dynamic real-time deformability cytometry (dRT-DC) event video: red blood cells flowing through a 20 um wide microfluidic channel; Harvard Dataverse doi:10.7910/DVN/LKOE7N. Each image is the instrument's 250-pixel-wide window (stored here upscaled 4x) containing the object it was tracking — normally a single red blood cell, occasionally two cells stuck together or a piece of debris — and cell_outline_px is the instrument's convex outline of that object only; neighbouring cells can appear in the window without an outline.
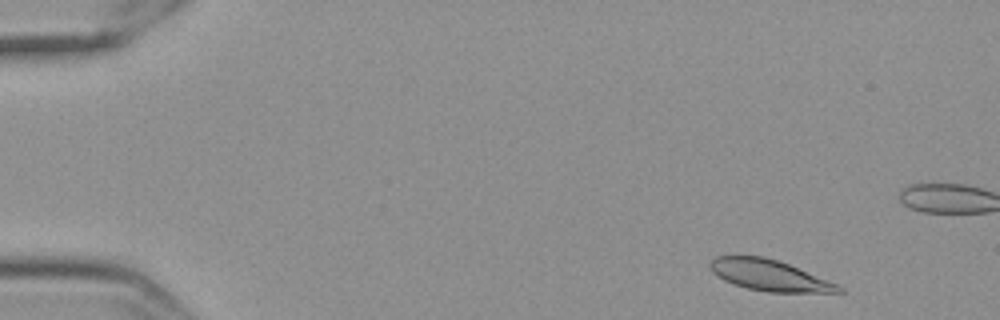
{"species": "Egyptian fruit bat (a non-hibernating species)", "species_latin": "Rousettus aegyptiacus", "temperature_condition": "cold", "stored_images_in_passage": 56, "camera_frame_rate_fps": 3000, "um_per_image_px": 0.085, "frame": {"image": 1, "passage_image": 3, "time_ms": 0.667, "image_size_px": [1000, 320], "cell_outline_px": [[844, 292], [768, 292], [748, 288], [724, 280], [712, 272], [708, 268], [708, 264], [716, 256], [764, 256], [788, 264], [836, 284], [844, 288]], "centroid_in_image_um": [65.35, 23.39], "position_along_channel_um": 19.7, "area_um2": 22.77}}
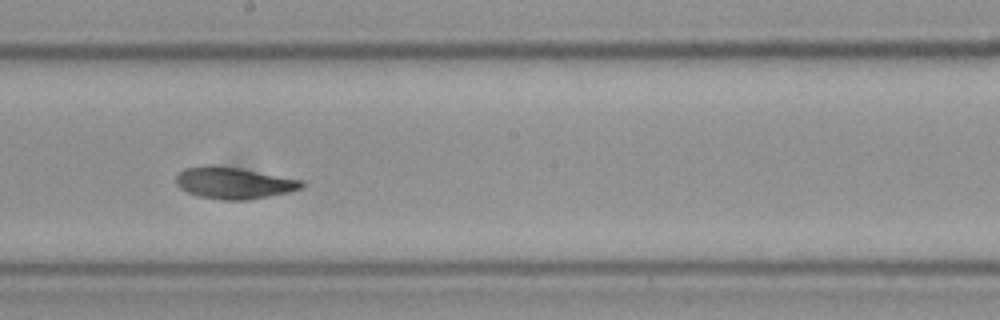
{"frame": {"image": 2, "passage_image": 30, "time_ms": 9.667, "image_size_px": [1000, 320], "cell_outline_px": [[304, 184], [300, 188], [288, 192], [248, 200], [220, 200], [196, 196], [180, 188], [176, 184], [176, 176], [184, 168], [208, 164], [212, 164], [240, 168], [304, 180]], "centroid_in_image_um": [19.84, 15.54], "position_along_channel_um": 228.4, "area_um2": 23.35}}
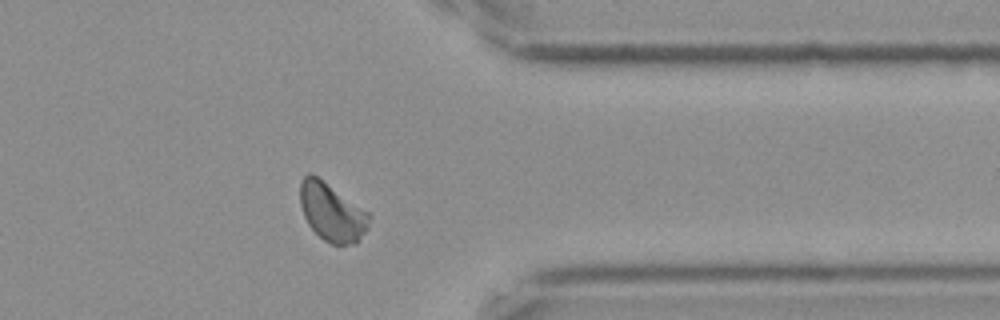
{"frame": {"image": 3, "passage_image": 44, "time_ms": 14.333, "image_size_px": [1000, 320], "cell_outline_px": [[372, 216], [368, 228], [356, 244], [332, 244], [324, 240], [308, 224], [304, 216], [300, 204], [300, 180], [308, 172], [312, 172], [372, 212]], "centroid_in_image_um": [28.25, 17.99], "position_along_channel_um": 383.1, "area_um2": 24.04}, "authors_computed_cell_mechanics": {"area_um2": 23.3223, "velocity_mm_per_s": 3.4899, "shape_relaxation_time_tau1_ms": 3.4292, "shape_relaxation_time_tau2_ms": 1.6476, "deformation_change_tau1": 0.1363, "deformation_change_tau2": 0.0717}}